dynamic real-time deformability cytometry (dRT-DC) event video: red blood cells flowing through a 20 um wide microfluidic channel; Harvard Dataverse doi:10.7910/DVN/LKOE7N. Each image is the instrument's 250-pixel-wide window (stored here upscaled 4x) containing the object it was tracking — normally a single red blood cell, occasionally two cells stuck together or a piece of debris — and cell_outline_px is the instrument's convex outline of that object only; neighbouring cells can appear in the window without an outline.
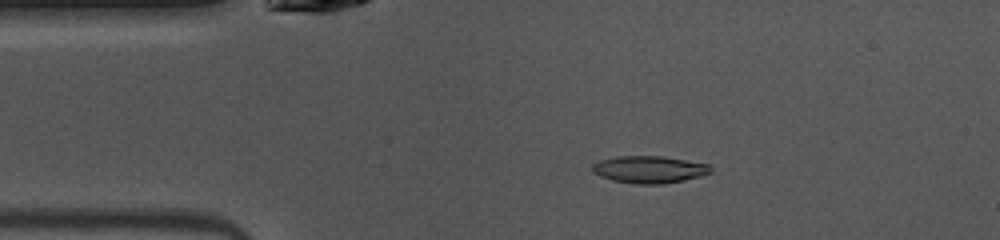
{"species": "common noctule bat (a hibernating species)", "species_latin": "Nyctalus noctula", "temperature_condition": "warm", "stored_images_in_passage": 47, "camera_frame_rate_fps": 3000, "um_per_image_px": 0.085, "animal": {"sex": "female", "body_mass_g": 10.0, "forearm_length_mm": 53.1}, "frame": {"image": 1, "passage_image": 8, "time_ms": 2.333, "image_size_px": [1000, 240], "cell_outline_px": [[712, 172], [684, 180], [664, 184], [636, 184], [612, 180], [600, 176], [592, 172], [592, 164], [596, 160], [616, 156], [664, 156], [708, 164], [712, 168]], "centroid_in_image_um": [55.14, 14.4], "position_along_channel_um": 29.9, "area_um2": 18.9}}
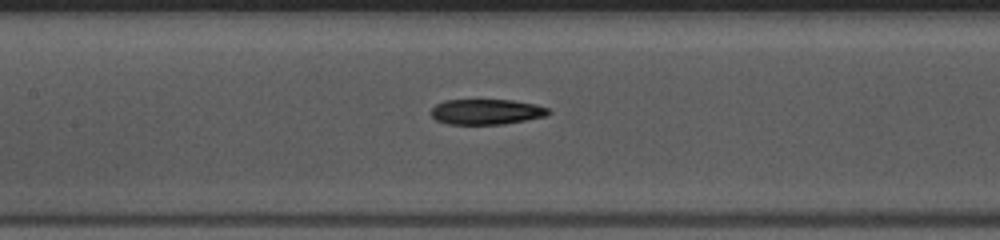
{"frame": {"image": 2, "passage_image": 20, "time_ms": 6.333, "image_size_px": [1000, 240], "cell_outline_px": [[552, 112], [544, 116], [504, 124], [448, 124], [436, 120], [432, 116], [432, 108], [436, 104], [444, 100], [512, 100], [536, 104], [548, 108]], "centroid_in_image_um": [41.34, 9.49], "position_along_channel_um": 166.1, "area_um2": 17.28}}
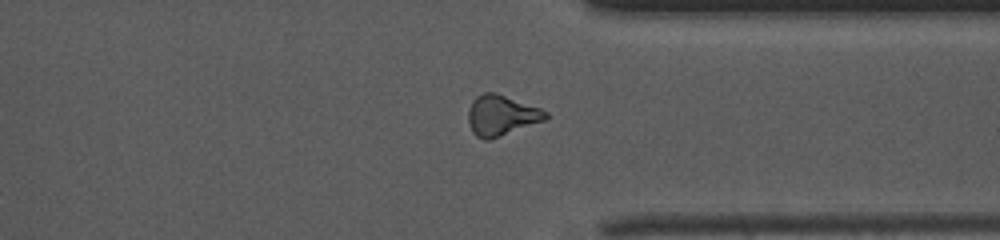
{"frame": {"image": 3, "passage_image": 35, "time_ms": 11.333, "image_size_px": [1000, 240], "cell_outline_px": [[548, 120], [488, 140], [484, 140], [476, 136], [472, 132], [468, 120], [468, 108], [472, 100], [476, 96], [484, 92], [496, 92], [540, 108], [548, 112]], "centroid_in_image_um": [42.62, 9.8], "position_along_channel_um": 368.8, "area_um2": 18.5}, "authors_computed_cell_mechanics": {"area_um2": 17.918, "velocity_mm_per_s": 4.1138, "shape_relaxation_time_tau1_ms": 4.7875, "shape_relaxation_time_tau2_ms": null, "deformation_change_tau1": 0.1657, "deformation_change_tau2": null}}